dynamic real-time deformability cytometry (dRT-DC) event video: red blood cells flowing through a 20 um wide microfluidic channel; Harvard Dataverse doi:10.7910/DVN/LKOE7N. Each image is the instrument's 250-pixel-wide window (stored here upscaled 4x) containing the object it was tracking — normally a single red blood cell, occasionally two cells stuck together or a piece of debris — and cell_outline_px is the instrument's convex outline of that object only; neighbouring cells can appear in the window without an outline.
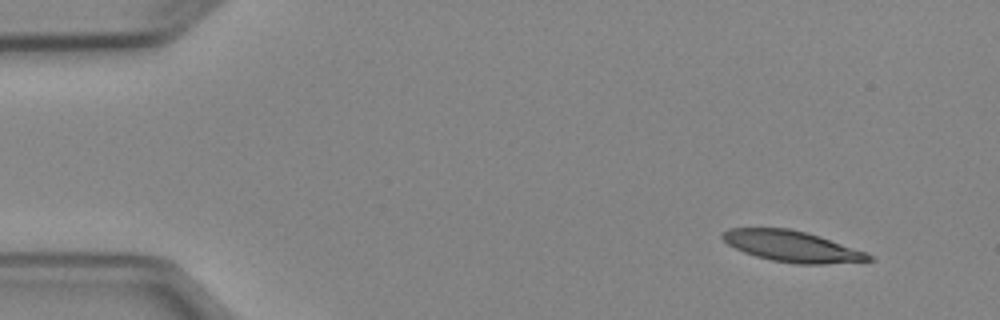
{"species": "Egyptian fruit bat (a non-hibernating species)", "species_latin": "Rousettus aegyptiacus", "temperature_condition": "cold", "stored_images_in_passage": 3, "camera_frame_rate_fps": 3000, "um_per_image_px": 0.085, "animal": {"sex": "female"}, "frame": {"image": 1, "passage_image": 1, "time_ms": 0.0, "image_size_px": [1000, 320], "cell_outline_px": [[876, 260], [824, 264], [796, 264], [772, 260], [756, 256], [744, 252], [728, 244], [720, 236], [720, 232], [728, 228], [788, 228], [820, 236], [864, 252], [872, 256]], "centroid_in_image_um": [67.28, 20.93], "position_along_channel_um": 17.7, "area_um2": 26.18}}